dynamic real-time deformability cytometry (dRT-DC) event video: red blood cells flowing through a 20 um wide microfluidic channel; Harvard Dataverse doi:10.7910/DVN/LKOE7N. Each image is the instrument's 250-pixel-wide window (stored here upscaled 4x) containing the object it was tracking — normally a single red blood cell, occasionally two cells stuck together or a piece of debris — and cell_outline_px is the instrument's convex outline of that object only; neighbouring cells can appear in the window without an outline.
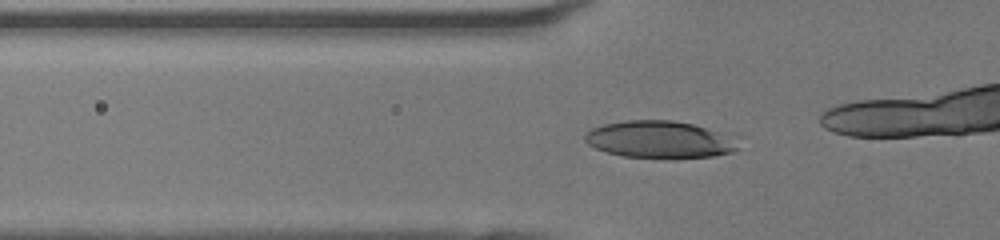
{"species": "human", "species_latin": "Homo sapiens", "temperature_condition": "room temperature", "stored_images_in_passage": 40, "camera_frame_rate_fps": 3000, "um_per_image_px": 0.085, "donor": {"sex": "female"}, "frame": {"image": 1, "passage_image": 18, "time_ms": 5.667, "image_size_px": [1000, 240], "cell_outline_px": [[736, 148], [732, 152], [712, 156], [676, 160], [672, 160], [624, 156], [608, 152], [596, 148], [588, 144], [584, 140], [584, 136], [592, 128], [604, 124], [628, 120], [672, 120], [692, 124], [720, 132]], "centroid_in_image_um": [55.96, 11.89], "position_along_channel_um": 69.8, "area_um2": 32.89}}
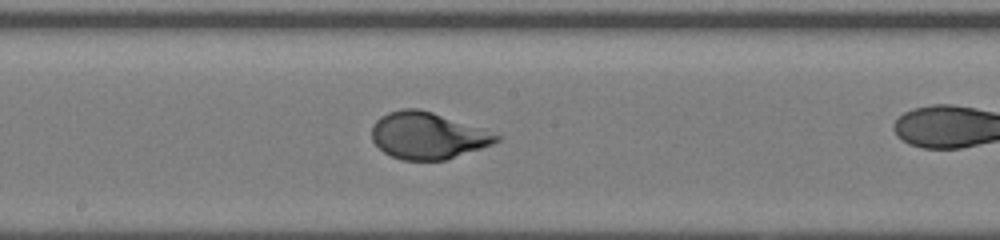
{"frame": {"image": 2, "passage_image": 28, "time_ms": 9.0, "image_size_px": [1000, 240], "cell_outline_px": [[504, 136], [500, 140], [492, 144], [444, 160], [404, 160], [392, 156], [384, 152], [372, 140], [372, 124], [380, 116], [388, 112], [400, 108], [416, 108], [432, 112], [484, 128]], "centroid_in_image_um": [36.36, 11.51], "position_along_channel_um": 211.8, "area_um2": 33.99}}
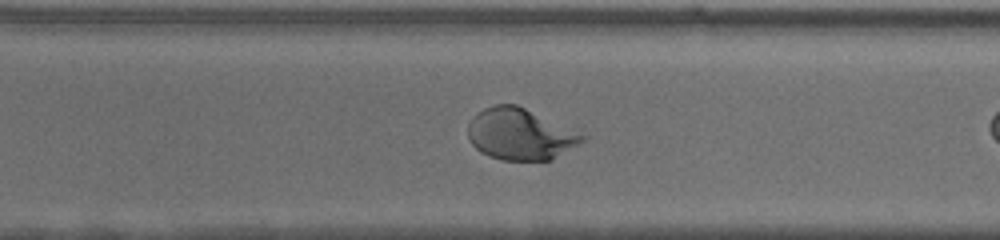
{"frame": {"image": 3, "passage_image": 36, "time_ms": 11.667, "image_size_px": [1000, 240], "cell_outline_px": [[588, 136], [584, 140], [552, 160], [500, 160], [488, 156], [480, 152], [472, 144], [468, 136], [468, 124], [472, 116], [476, 112], [484, 108], [496, 104], [516, 104]], "centroid_in_image_um": [44.18, 11.41], "position_along_channel_um": 326.4, "area_um2": 34.22}}